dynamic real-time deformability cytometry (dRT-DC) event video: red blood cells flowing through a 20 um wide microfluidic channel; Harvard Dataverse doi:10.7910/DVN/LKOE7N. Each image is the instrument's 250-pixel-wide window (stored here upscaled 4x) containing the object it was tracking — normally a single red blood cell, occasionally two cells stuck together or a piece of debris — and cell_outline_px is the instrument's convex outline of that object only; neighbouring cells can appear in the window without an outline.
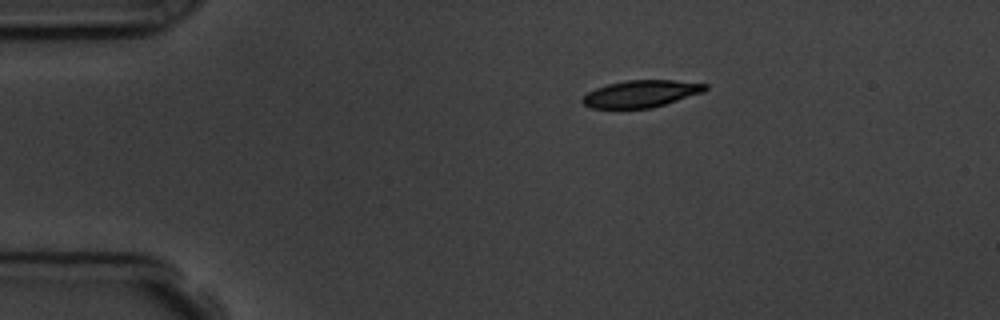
{"species": "common noctule bat (a hibernating species)", "species_latin": "Nyctalus noctula", "temperature_condition": "room temperature", "stored_images_in_passage": 2, "camera_frame_rate_fps": 3000, "um_per_image_px": 0.085, "animal": {"sex": "male", "body_mass_g": 19.5, "forearm_length_mm": 54.6}, "frame": {"image": 1, "passage_image": 1, "time_ms": 0.0, "image_size_px": [1000, 320], "cell_outline_px": [[708, 88], [704, 92], [652, 108], [592, 108], [584, 104], [580, 100], [588, 92], [596, 88], [608, 84], [628, 80], [676, 80], [708, 84]], "centroid_in_image_um": [54.52, 7.96], "position_along_channel_um": 30.5, "area_um2": 19.31}}